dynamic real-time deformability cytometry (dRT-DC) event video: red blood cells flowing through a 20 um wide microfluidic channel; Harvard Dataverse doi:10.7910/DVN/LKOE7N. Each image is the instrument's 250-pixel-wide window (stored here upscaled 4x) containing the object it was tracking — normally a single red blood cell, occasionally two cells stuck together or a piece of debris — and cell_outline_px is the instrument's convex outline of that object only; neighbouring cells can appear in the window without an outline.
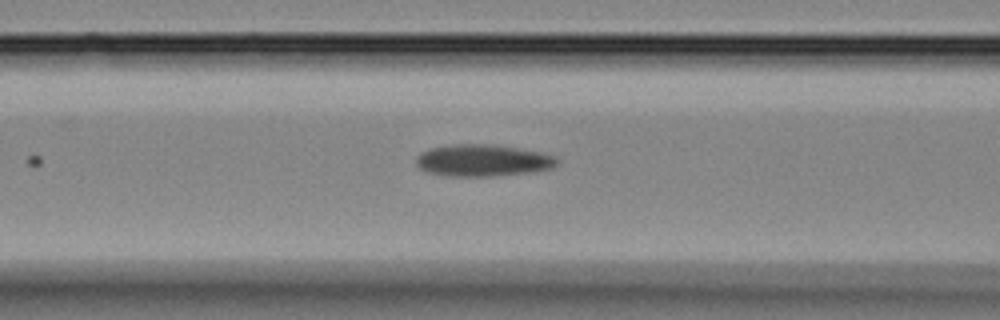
{"species": "Egyptian fruit bat (a non-hibernating species)", "species_latin": "Rousettus aegyptiacus", "temperature_condition": "room temperature", "stored_images_in_passage": 13, "camera_frame_rate_fps": 3000, "um_per_image_px": 0.085, "animal": {"sex": "female"}, "frame": {"image": 1, "passage_image": 4, "time_ms": 1.0, "image_size_px": [1000, 320], "cell_outline_px": [[560, 164], [552, 168], [536, 172], [492, 176], [448, 176], [428, 172], [420, 168], [416, 164], [416, 156], [420, 152], [432, 148], [460, 144], [492, 144], [540, 152], [556, 156], [560, 160]], "centroid_in_image_um": [41.1, 13.65], "position_along_channel_um": 125.5, "area_um2": 26.3}}